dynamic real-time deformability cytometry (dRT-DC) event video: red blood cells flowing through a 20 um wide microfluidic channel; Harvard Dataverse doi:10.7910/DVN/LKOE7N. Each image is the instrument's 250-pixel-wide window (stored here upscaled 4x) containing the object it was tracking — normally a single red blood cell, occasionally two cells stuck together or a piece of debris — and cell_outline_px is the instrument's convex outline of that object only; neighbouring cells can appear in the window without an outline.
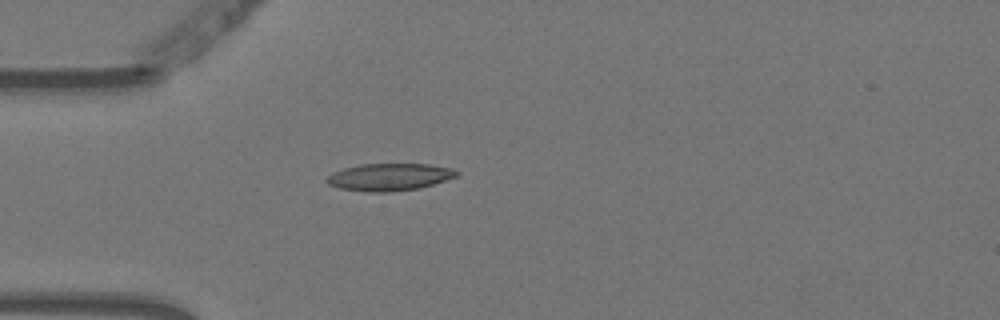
{"species": "Egyptian fruit bat (a non-hibernating species)", "species_latin": "Rousettus aegyptiacus", "temperature_condition": "warm", "stored_images_in_passage": 4, "camera_frame_rate_fps": 3000, "um_per_image_px": 0.085, "animal": {"sex": "female"}, "frame": {"image": 1, "passage_image": 4, "time_ms": 1.0, "image_size_px": [1000, 320], "cell_outline_px": [[460, 172], [456, 176], [420, 188], [388, 192], [368, 192], [340, 188], [328, 184], [324, 180], [332, 172], [344, 168], [360, 164], [428, 164], [452, 168]], "centroid_in_image_um": [33.06, 15.04], "position_along_channel_um": 51.9, "area_um2": 20.58}}